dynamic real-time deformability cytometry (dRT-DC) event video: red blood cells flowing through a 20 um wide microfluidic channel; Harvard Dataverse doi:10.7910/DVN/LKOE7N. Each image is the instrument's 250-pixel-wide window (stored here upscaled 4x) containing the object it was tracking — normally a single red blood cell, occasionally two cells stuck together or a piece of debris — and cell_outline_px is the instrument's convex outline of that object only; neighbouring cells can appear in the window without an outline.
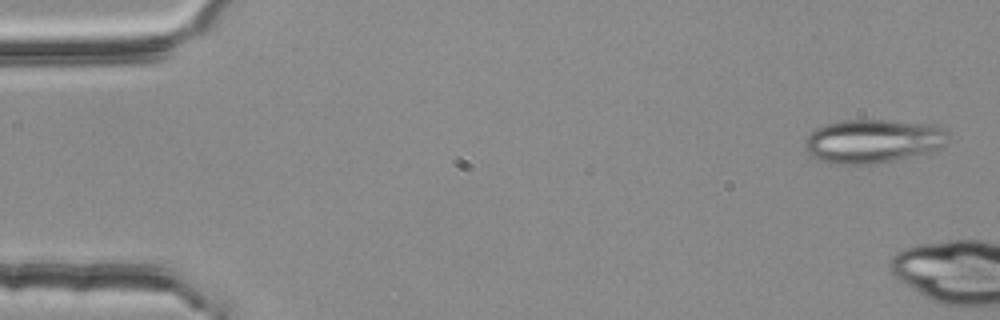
{"species": "common noctule bat (a hibernating species)", "species_latin": "Nyctalus noctula", "temperature_condition": "room temperature", "stored_images_in_passage": 2, "camera_frame_rate_fps": 3000, "um_per_image_px": 0.085, "animal": {"sex": "female", "body_mass_g": 25.1}, "frame": {"image": 1, "passage_image": 1, "time_ms": 0.0, "image_size_px": [1000, 320], "cell_outline_px": [[948, 132], [944, 144], [928, 152], [876, 164], [836, 164], [820, 160], [812, 156], [808, 152], [804, 144], [804, 140], [816, 128], [824, 124], [844, 120], [888, 120], [936, 124], [944, 128]], "centroid_in_image_um": [74.18, 11.98], "position_along_channel_um": 10.8, "area_um2": 36.41}}